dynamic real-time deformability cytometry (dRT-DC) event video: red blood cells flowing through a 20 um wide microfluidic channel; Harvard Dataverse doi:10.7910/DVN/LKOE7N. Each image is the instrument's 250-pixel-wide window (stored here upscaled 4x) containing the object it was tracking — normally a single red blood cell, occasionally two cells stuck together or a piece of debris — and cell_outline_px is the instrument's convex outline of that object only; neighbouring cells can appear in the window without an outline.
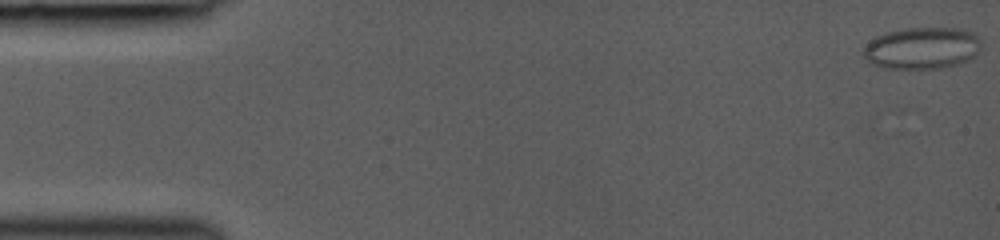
{"species": "common noctule bat (a hibernating species)", "species_latin": "Nyctalus noctula", "temperature_condition": "room temperature", "stored_images_in_passage": 18, "camera_frame_rate_fps": 3000, "um_per_image_px": 0.085, "animal": {"sex": "female", "body_mass_g": 19.0, "forearm_length_mm": 53.3}, "frame": {"image": 1, "passage_image": 1, "time_ms": 0.0, "image_size_px": [1000, 240], "cell_outline_px": [[980, 48], [968, 60], [956, 64], [940, 68], [884, 68], [872, 64], [864, 56], [864, 48], [876, 36], [888, 32], [904, 28], [964, 28], [976, 32], [980, 36]], "centroid_in_image_um": [78.41, 4.07], "position_along_channel_um": 6.6, "area_um2": 28.61}}